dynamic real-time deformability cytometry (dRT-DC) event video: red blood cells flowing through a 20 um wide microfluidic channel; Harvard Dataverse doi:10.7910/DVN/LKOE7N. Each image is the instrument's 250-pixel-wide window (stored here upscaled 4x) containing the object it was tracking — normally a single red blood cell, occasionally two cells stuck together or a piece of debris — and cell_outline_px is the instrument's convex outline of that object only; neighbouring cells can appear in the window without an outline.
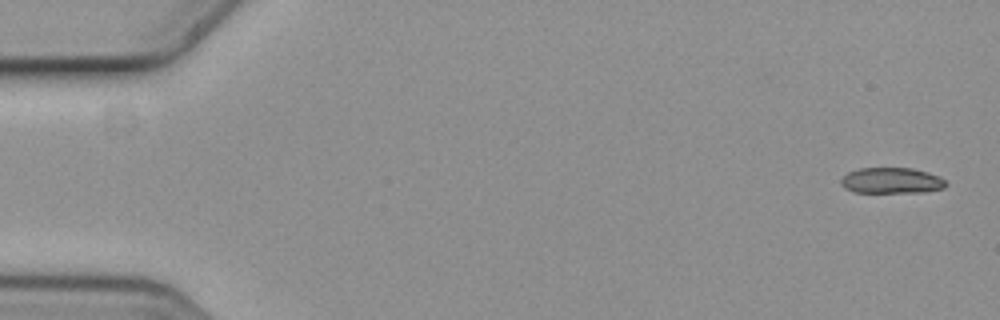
{"species": "common noctule bat (a hibernating species)", "species_latin": "Nyctalus noctula", "temperature_condition": "cold", "stored_images_in_passage": 2, "camera_frame_rate_fps": 3000, "um_per_image_px": 0.085, "animal": {"sex": "female", "body_mass_g": 19.3, "forearm_length_mm": 54.1}, "frame": {"image": 1, "passage_image": 2, "time_ms": 0.333, "image_size_px": [1000, 320], "cell_outline_px": [[948, 184], [944, 188], [924, 192], [856, 192], [844, 188], [840, 184], [840, 180], [848, 172], [860, 168], [912, 168], [928, 172], [944, 180]], "centroid_in_image_um": [75.76, 15.35], "position_along_channel_um": 9.2, "area_um2": 15.72}}